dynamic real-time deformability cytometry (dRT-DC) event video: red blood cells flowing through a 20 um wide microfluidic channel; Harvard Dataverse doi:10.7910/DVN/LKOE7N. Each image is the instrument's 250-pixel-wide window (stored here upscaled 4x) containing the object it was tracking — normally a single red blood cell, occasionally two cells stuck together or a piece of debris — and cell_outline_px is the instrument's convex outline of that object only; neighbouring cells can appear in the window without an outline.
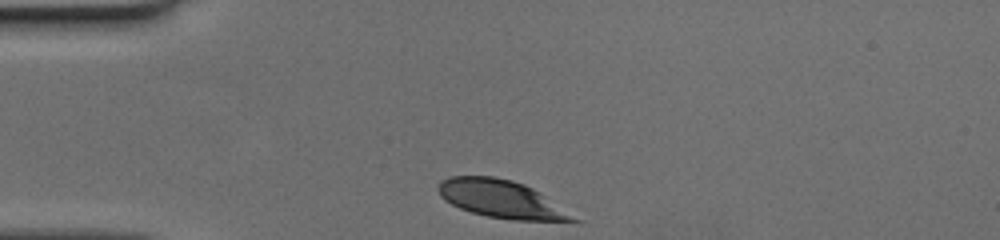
{"species": "human", "species_latin": "Homo sapiens", "temperature_condition": "cold", "stored_images_in_passage": 29, "camera_frame_rate_fps": 3000, "um_per_image_px": 0.085, "donor": {"sex": "female"}, "frame": {"image": 1, "passage_image": 1, "time_ms": 0.0, "image_size_px": [1000, 240], "cell_outline_px": [[584, 220], [512, 220], [488, 216], [472, 212], [460, 208], [444, 200], [440, 196], [436, 188], [440, 180], [452, 176], [492, 176], [512, 180], [524, 184], [532, 188]], "centroid_in_image_um": [42.58, 16.91], "position_along_channel_um": 42.4, "area_um2": 29.54}}
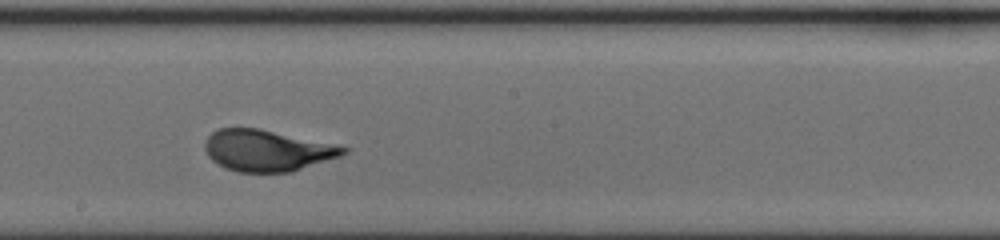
{"frame": {"image": 2, "passage_image": 17, "time_ms": 5.333, "image_size_px": [1000, 240], "cell_outline_px": [[348, 152], [340, 156], [292, 172], [236, 172], [224, 168], [212, 160], [208, 156], [204, 148], [204, 144], [208, 136], [212, 132], [220, 128], [260, 128], [348, 148]], "centroid_in_image_um": [22.65, 12.8], "position_along_channel_um": 225.6, "area_um2": 33.12}}
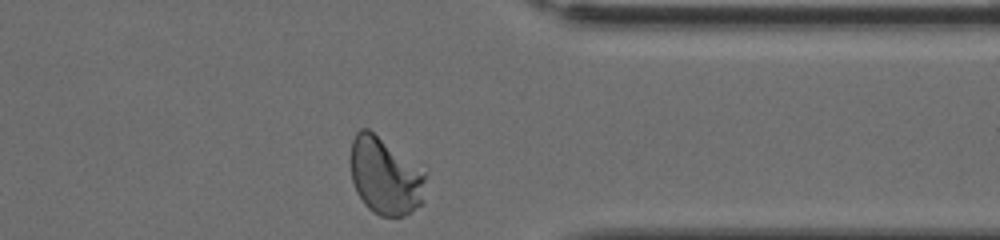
{"frame": {"image": 3, "passage_image": 29, "time_ms": 9.333, "image_size_px": [1000, 240], "cell_outline_px": [[428, 172], [424, 200], [412, 212], [404, 216], [380, 216], [372, 212], [364, 204], [356, 192], [352, 180], [352, 140], [356, 132], [360, 128], [368, 128], [428, 168]], "centroid_in_image_um": [32.84, 14.94], "position_along_channel_um": 378.6, "area_um2": 35.03}}